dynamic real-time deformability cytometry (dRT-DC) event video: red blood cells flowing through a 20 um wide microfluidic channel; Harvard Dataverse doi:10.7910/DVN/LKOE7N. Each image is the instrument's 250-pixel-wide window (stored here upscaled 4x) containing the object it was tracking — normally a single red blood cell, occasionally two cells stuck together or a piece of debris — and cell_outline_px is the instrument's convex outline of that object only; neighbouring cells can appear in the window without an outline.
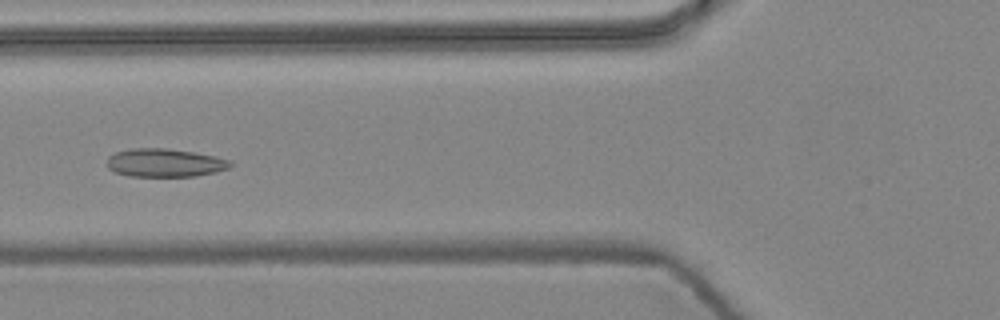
{"species": "common noctule bat (a hibernating species)", "species_latin": "Nyctalus noctula", "temperature_condition": "warm", "stored_images_in_passage": 6, "camera_frame_rate_fps": 3000, "um_per_image_px": 0.085, "animal": {"sex": "female", "body_mass_g": 24.6, "forearm_length_mm": 56.2}, "frame": {"image": 1, "passage_image": 5, "time_ms": 1.333, "image_size_px": [1000, 320], "cell_outline_px": [[232, 164], [228, 168], [216, 172], [196, 176], [132, 176], [116, 172], [108, 168], [108, 156], [116, 152], [132, 148], [168, 148], [192, 152], [212, 156], [228, 160]], "centroid_in_image_um": [13.99, 13.83], "position_along_channel_um": 111.8, "area_um2": 20.06}}
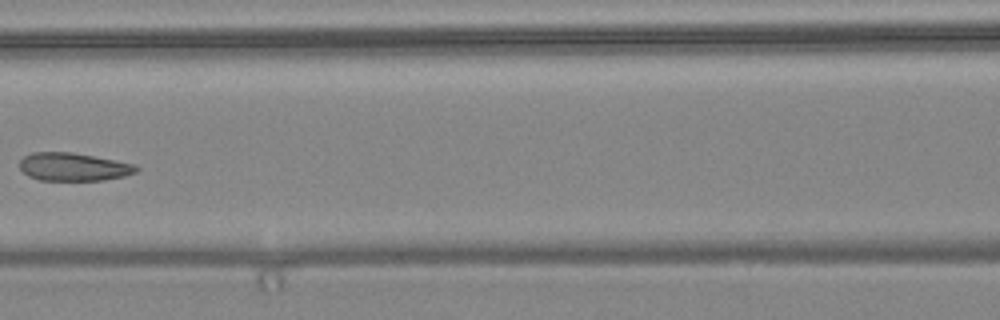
{"frame": {"image": 2, "passage_image": 6, "time_ms": 1.667, "image_size_px": [1000, 320], "cell_outline_px": [[140, 168], [136, 172], [124, 176], [104, 180], [40, 180], [28, 176], [20, 168], [20, 160], [24, 156], [32, 152], [72, 152], [136, 164]], "centroid_in_image_um": [6.25, 14.18], "position_along_channel_um": 160.3, "area_um2": 19.07}}